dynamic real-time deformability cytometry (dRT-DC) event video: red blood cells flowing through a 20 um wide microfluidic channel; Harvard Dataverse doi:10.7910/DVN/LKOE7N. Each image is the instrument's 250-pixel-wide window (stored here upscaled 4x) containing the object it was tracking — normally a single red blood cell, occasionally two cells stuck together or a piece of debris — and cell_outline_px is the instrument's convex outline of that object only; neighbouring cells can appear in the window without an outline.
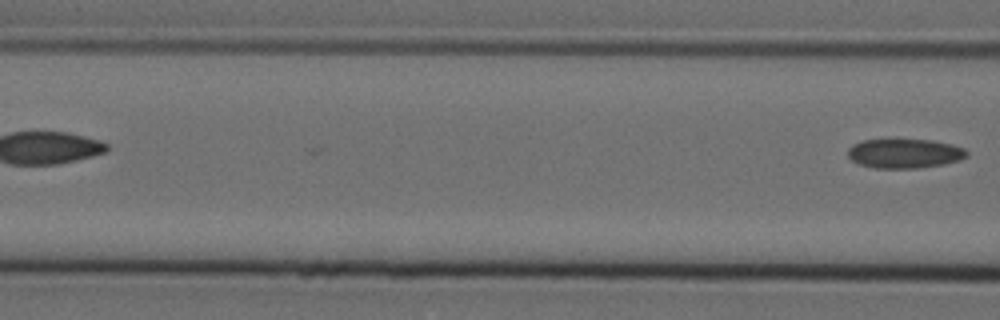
{"species": "Egyptian fruit bat (a non-hibernating species)", "species_latin": "Rousettus aegyptiacus", "temperature_condition": "cold", "stored_images_in_passage": 4, "camera_frame_rate_fps": 3000, "um_per_image_px": 0.085, "animal": {"sex": "female"}, "frame": {"image": 1, "passage_image": 4, "time_ms": 1.0, "image_size_px": [1000, 320], "cell_outline_px": [[968, 156], [960, 160], [944, 164], [916, 168], [876, 168], [860, 164], [852, 160], [848, 156], [848, 148], [852, 144], [864, 140], [932, 140], [952, 144], [964, 148], [968, 152]], "centroid_in_image_um": [76.91, 13.04], "position_along_channel_um": 89.7, "area_um2": 20.29}}